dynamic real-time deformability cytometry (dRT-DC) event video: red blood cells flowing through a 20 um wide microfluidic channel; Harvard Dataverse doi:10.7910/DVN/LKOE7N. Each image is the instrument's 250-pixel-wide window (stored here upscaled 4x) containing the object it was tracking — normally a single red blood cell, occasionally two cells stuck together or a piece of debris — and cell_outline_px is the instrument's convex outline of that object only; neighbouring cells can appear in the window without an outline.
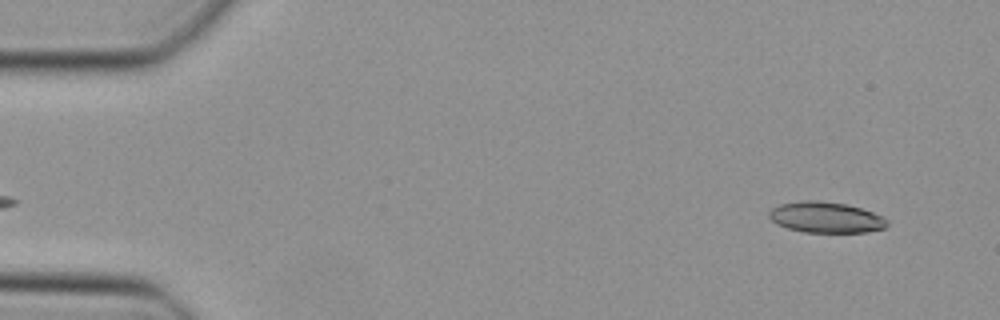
{"species": "Egyptian fruit bat (a non-hibernating species)", "species_latin": "Rousettus aegyptiacus", "temperature_condition": "cold", "stored_images_in_passage": 46, "camera_frame_rate_fps": 3000, "um_per_image_px": 0.085, "animal": {"sex": "female"}, "frame": {"image": 1, "passage_image": 2, "time_ms": 0.333, "image_size_px": [1000, 320], "cell_outline_px": [[888, 224], [884, 228], [864, 232], [804, 232], [788, 228], [776, 224], [768, 216], [768, 212], [772, 208], [780, 204], [800, 200], [816, 200], [848, 204], [884, 216], [888, 220]], "centroid_in_image_um": [70.19, 18.46], "position_along_channel_um": 14.8, "area_um2": 21.33}}
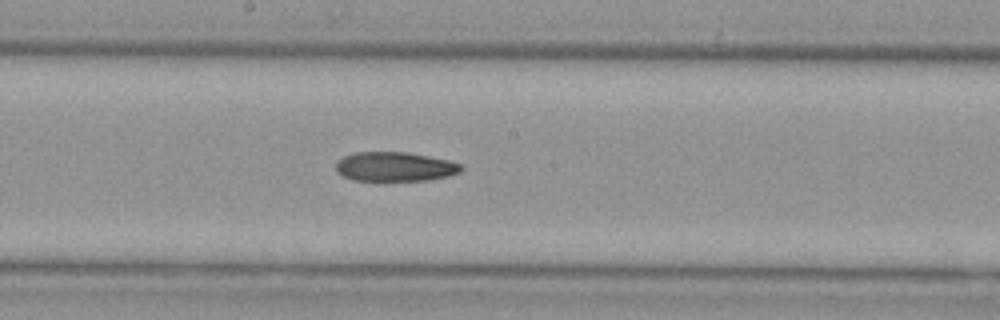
{"frame": {"image": 2, "passage_image": 24, "time_ms": 7.667, "image_size_px": [1000, 320], "cell_outline_px": [[464, 168], [460, 172], [448, 176], [428, 180], [352, 180], [336, 172], [336, 160], [352, 152], [408, 152], [448, 160], [460, 164]], "centroid_in_image_um": [33.54, 14.16], "position_along_channel_um": 214.7, "area_um2": 21.44}}
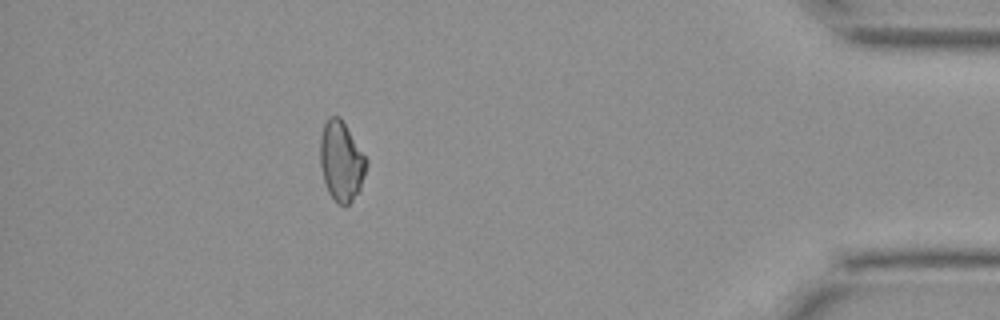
{"frame": {"image": 3, "passage_image": 41, "time_ms": 13.333, "image_size_px": [1000, 320], "cell_outline_px": [[368, 164], [360, 188], [352, 200], [344, 208], [328, 192], [324, 184], [320, 164], [320, 136], [324, 124], [328, 116], [340, 116], [368, 160]], "centroid_in_image_um": [29.0, 13.68], "position_along_channel_um": 406.2, "area_um2": 21.56}}